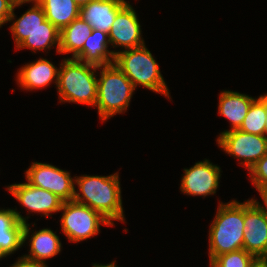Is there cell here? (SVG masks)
Instances as JSON below:
<instances>
[{
	"label": "cell",
	"mask_w": 267,
	"mask_h": 267,
	"mask_svg": "<svg viewBox=\"0 0 267 267\" xmlns=\"http://www.w3.org/2000/svg\"><path fill=\"white\" fill-rule=\"evenodd\" d=\"M53 45H57L56 51L59 53L60 31L49 20H45L41 27L26 37L17 49L29 48L35 53L37 50L50 49Z\"/></svg>",
	"instance_id": "cell-22"
},
{
	"label": "cell",
	"mask_w": 267,
	"mask_h": 267,
	"mask_svg": "<svg viewBox=\"0 0 267 267\" xmlns=\"http://www.w3.org/2000/svg\"><path fill=\"white\" fill-rule=\"evenodd\" d=\"M267 111L265 104L257 98L250 106L239 130L254 135H265Z\"/></svg>",
	"instance_id": "cell-23"
},
{
	"label": "cell",
	"mask_w": 267,
	"mask_h": 267,
	"mask_svg": "<svg viewBox=\"0 0 267 267\" xmlns=\"http://www.w3.org/2000/svg\"><path fill=\"white\" fill-rule=\"evenodd\" d=\"M30 233L29 224L15 209L0 210V259L22 247Z\"/></svg>",
	"instance_id": "cell-12"
},
{
	"label": "cell",
	"mask_w": 267,
	"mask_h": 267,
	"mask_svg": "<svg viewBox=\"0 0 267 267\" xmlns=\"http://www.w3.org/2000/svg\"><path fill=\"white\" fill-rule=\"evenodd\" d=\"M93 267H117V266L115 265V262L113 261L112 263L106 264V265L93 264Z\"/></svg>",
	"instance_id": "cell-32"
},
{
	"label": "cell",
	"mask_w": 267,
	"mask_h": 267,
	"mask_svg": "<svg viewBox=\"0 0 267 267\" xmlns=\"http://www.w3.org/2000/svg\"><path fill=\"white\" fill-rule=\"evenodd\" d=\"M135 10L127 3L118 13L108 33L112 47L127 49L145 45Z\"/></svg>",
	"instance_id": "cell-13"
},
{
	"label": "cell",
	"mask_w": 267,
	"mask_h": 267,
	"mask_svg": "<svg viewBox=\"0 0 267 267\" xmlns=\"http://www.w3.org/2000/svg\"><path fill=\"white\" fill-rule=\"evenodd\" d=\"M58 68L49 60L40 58L32 63L25 64L17 74V82L24 90L42 89L55 80L58 84ZM54 79V80H53Z\"/></svg>",
	"instance_id": "cell-15"
},
{
	"label": "cell",
	"mask_w": 267,
	"mask_h": 267,
	"mask_svg": "<svg viewBox=\"0 0 267 267\" xmlns=\"http://www.w3.org/2000/svg\"><path fill=\"white\" fill-rule=\"evenodd\" d=\"M62 62L57 84L60 102H76L96 107L98 78L94 74L101 66L75 58H67Z\"/></svg>",
	"instance_id": "cell-3"
},
{
	"label": "cell",
	"mask_w": 267,
	"mask_h": 267,
	"mask_svg": "<svg viewBox=\"0 0 267 267\" xmlns=\"http://www.w3.org/2000/svg\"><path fill=\"white\" fill-rule=\"evenodd\" d=\"M249 171L250 180L255 188L267 186V154L259 159Z\"/></svg>",
	"instance_id": "cell-25"
},
{
	"label": "cell",
	"mask_w": 267,
	"mask_h": 267,
	"mask_svg": "<svg viewBox=\"0 0 267 267\" xmlns=\"http://www.w3.org/2000/svg\"><path fill=\"white\" fill-rule=\"evenodd\" d=\"M249 267H267V258H256Z\"/></svg>",
	"instance_id": "cell-29"
},
{
	"label": "cell",
	"mask_w": 267,
	"mask_h": 267,
	"mask_svg": "<svg viewBox=\"0 0 267 267\" xmlns=\"http://www.w3.org/2000/svg\"><path fill=\"white\" fill-rule=\"evenodd\" d=\"M92 33V27L81 17L74 19L60 31L59 53H72L74 58L82 49L86 38Z\"/></svg>",
	"instance_id": "cell-20"
},
{
	"label": "cell",
	"mask_w": 267,
	"mask_h": 267,
	"mask_svg": "<svg viewBox=\"0 0 267 267\" xmlns=\"http://www.w3.org/2000/svg\"><path fill=\"white\" fill-rule=\"evenodd\" d=\"M101 67L100 78L97 79L96 106L101 120L106 121L126 111L135 87L114 63Z\"/></svg>",
	"instance_id": "cell-5"
},
{
	"label": "cell",
	"mask_w": 267,
	"mask_h": 267,
	"mask_svg": "<svg viewBox=\"0 0 267 267\" xmlns=\"http://www.w3.org/2000/svg\"><path fill=\"white\" fill-rule=\"evenodd\" d=\"M219 147L226 153L241 159L248 170L267 154V136L254 135L239 129L225 130L217 139Z\"/></svg>",
	"instance_id": "cell-7"
},
{
	"label": "cell",
	"mask_w": 267,
	"mask_h": 267,
	"mask_svg": "<svg viewBox=\"0 0 267 267\" xmlns=\"http://www.w3.org/2000/svg\"><path fill=\"white\" fill-rule=\"evenodd\" d=\"M184 171L180 186L184 194L205 197L216 193L221 176L219 166L205 159Z\"/></svg>",
	"instance_id": "cell-10"
},
{
	"label": "cell",
	"mask_w": 267,
	"mask_h": 267,
	"mask_svg": "<svg viewBox=\"0 0 267 267\" xmlns=\"http://www.w3.org/2000/svg\"><path fill=\"white\" fill-rule=\"evenodd\" d=\"M61 228L71 242H80L99 233L101 223L112 226L99 212L78 202L65 201L60 209Z\"/></svg>",
	"instance_id": "cell-6"
},
{
	"label": "cell",
	"mask_w": 267,
	"mask_h": 267,
	"mask_svg": "<svg viewBox=\"0 0 267 267\" xmlns=\"http://www.w3.org/2000/svg\"><path fill=\"white\" fill-rule=\"evenodd\" d=\"M79 192L73 200L99 212L113 226V221H125L118 172L109 176H79L75 180Z\"/></svg>",
	"instance_id": "cell-1"
},
{
	"label": "cell",
	"mask_w": 267,
	"mask_h": 267,
	"mask_svg": "<svg viewBox=\"0 0 267 267\" xmlns=\"http://www.w3.org/2000/svg\"><path fill=\"white\" fill-rule=\"evenodd\" d=\"M125 0H93L80 7V17L92 29L109 33L117 13L127 4Z\"/></svg>",
	"instance_id": "cell-14"
},
{
	"label": "cell",
	"mask_w": 267,
	"mask_h": 267,
	"mask_svg": "<svg viewBox=\"0 0 267 267\" xmlns=\"http://www.w3.org/2000/svg\"><path fill=\"white\" fill-rule=\"evenodd\" d=\"M256 259L244 249L223 253L216 256L210 263L214 267H249Z\"/></svg>",
	"instance_id": "cell-24"
},
{
	"label": "cell",
	"mask_w": 267,
	"mask_h": 267,
	"mask_svg": "<svg viewBox=\"0 0 267 267\" xmlns=\"http://www.w3.org/2000/svg\"><path fill=\"white\" fill-rule=\"evenodd\" d=\"M256 189L258 190L261 198L263 199L265 207L261 206V204H259V202L253 198L250 201L267 216V186L256 187Z\"/></svg>",
	"instance_id": "cell-27"
},
{
	"label": "cell",
	"mask_w": 267,
	"mask_h": 267,
	"mask_svg": "<svg viewBox=\"0 0 267 267\" xmlns=\"http://www.w3.org/2000/svg\"><path fill=\"white\" fill-rule=\"evenodd\" d=\"M49 20L59 31L80 17V7L74 0H35Z\"/></svg>",
	"instance_id": "cell-19"
},
{
	"label": "cell",
	"mask_w": 267,
	"mask_h": 267,
	"mask_svg": "<svg viewBox=\"0 0 267 267\" xmlns=\"http://www.w3.org/2000/svg\"><path fill=\"white\" fill-rule=\"evenodd\" d=\"M7 190L24 206L29 212L41 213L46 217L51 213L59 212L63 200L48 190L35 187L27 183L12 184Z\"/></svg>",
	"instance_id": "cell-11"
},
{
	"label": "cell",
	"mask_w": 267,
	"mask_h": 267,
	"mask_svg": "<svg viewBox=\"0 0 267 267\" xmlns=\"http://www.w3.org/2000/svg\"><path fill=\"white\" fill-rule=\"evenodd\" d=\"M243 249L256 258H267V216L250 200L244 202Z\"/></svg>",
	"instance_id": "cell-9"
},
{
	"label": "cell",
	"mask_w": 267,
	"mask_h": 267,
	"mask_svg": "<svg viewBox=\"0 0 267 267\" xmlns=\"http://www.w3.org/2000/svg\"><path fill=\"white\" fill-rule=\"evenodd\" d=\"M114 64L129 78L135 88L141 85L170 98L159 64L145 45L116 52Z\"/></svg>",
	"instance_id": "cell-4"
},
{
	"label": "cell",
	"mask_w": 267,
	"mask_h": 267,
	"mask_svg": "<svg viewBox=\"0 0 267 267\" xmlns=\"http://www.w3.org/2000/svg\"><path fill=\"white\" fill-rule=\"evenodd\" d=\"M217 210L209 231L210 262L220 254L243 249L244 203H219Z\"/></svg>",
	"instance_id": "cell-2"
},
{
	"label": "cell",
	"mask_w": 267,
	"mask_h": 267,
	"mask_svg": "<svg viewBox=\"0 0 267 267\" xmlns=\"http://www.w3.org/2000/svg\"><path fill=\"white\" fill-rule=\"evenodd\" d=\"M108 44L110 42L106 32L92 29V33L85 40L83 49L74 58L96 66L113 64L116 52L107 50Z\"/></svg>",
	"instance_id": "cell-16"
},
{
	"label": "cell",
	"mask_w": 267,
	"mask_h": 267,
	"mask_svg": "<svg viewBox=\"0 0 267 267\" xmlns=\"http://www.w3.org/2000/svg\"><path fill=\"white\" fill-rule=\"evenodd\" d=\"M30 254L23 257L36 262L45 263V260L52 258L61 251L59 237L51 229L35 231L30 239Z\"/></svg>",
	"instance_id": "cell-18"
},
{
	"label": "cell",
	"mask_w": 267,
	"mask_h": 267,
	"mask_svg": "<svg viewBox=\"0 0 267 267\" xmlns=\"http://www.w3.org/2000/svg\"><path fill=\"white\" fill-rule=\"evenodd\" d=\"M29 0H0V27L15 18L14 9Z\"/></svg>",
	"instance_id": "cell-26"
},
{
	"label": "cell",
	"mask_w": 267,
	"mask_h": 267,
	"mask_svg": "<svg viewBox=\"0 0 267 267\" xmlns=\"http://www.w3.org/2000/svg\"><path fill=\"white\" fill-rule=\"evenodd\" d=\"M10 267H48V266L45 263L31 261L22 256L20 258L18 257V261H16V263L12 264Z\"/></svg>",
	"instance_id": "cell-28"
},
{
	"label": "cell",
	"mask_w": 267,
	"mask_h": 267,
	"mask_svg": "<svg viewBox=\"0 0 267 267\" xmlns=\"http://www.w3.org/2000/svg\"><path fill=\"white\" fill-rule=\"evenodd\" d=\"M30 185L48 190L65 201H72L75 192V178L70 173L51 164L34 162L25 172Z\"/></svg>",
	"instance_id": "cell-8"
},
{
	"label": "cell",
	"mask_w": 267,
	"mask_h": 267,
	"mask_svg": "<svg viewBox=\"0 0 267 267\" xmlns=\"http://www.w3.org/2000/svg\"><path fill=\"white\" fill-rule=\"evenodd\" d=\"M93 0H74V2L79 6L82 7L86 4H88L89 2H91Z\"/></svg>",
	"instance_id": "cell-31"
},
{
	"label": "cell",
	"mask_w": 267,
	"mask_h": 267,
	"mask_svg": "<svg viewBox=\"0 0 267 267\" xmlns=\"http://www.w3.org/2000/svg\"><path fill=\"white\" fill-rule=\"evenodd\" d=\"M246 94L233 91H223L219 97V114L231 122V129H239L246 117L251 104L255 101Z\"/></svg>",
	"instance_id": "cell-17"
},
{
	"label": "cell",
	"mask_w": 267,
	"mask_h": 267,
	"mask_svg": "<svg viewBox=\"0 0 267 267\" xmlns=\"http://www.w3.org/2000/svg\"><path fill=\"white\" fill-rule=\"evenodd\" d=\"M29 2L35 4L10 26L16 48L46 20L43 8L35 0Z\"/></svg>",
	"instance_id": "cell-21"
},
{
	"label": "cell",
	"mask_w": 267,
	"mask_h": 267,
	"mask_svg": "<svg viewBox=\"0 0 267 267\" xmlns=\"http://www.w3.org/2000/svg\"><path fill=\"white\" fill-rule=\"evenodd\" d=\"M258 98L265 104L266 111H267V94L260 95ZM265 125H266L265 136H266L267 135V116H266V124Z\"/></svg>",
	"instance_id": "cell-30"
}]
</instances>
